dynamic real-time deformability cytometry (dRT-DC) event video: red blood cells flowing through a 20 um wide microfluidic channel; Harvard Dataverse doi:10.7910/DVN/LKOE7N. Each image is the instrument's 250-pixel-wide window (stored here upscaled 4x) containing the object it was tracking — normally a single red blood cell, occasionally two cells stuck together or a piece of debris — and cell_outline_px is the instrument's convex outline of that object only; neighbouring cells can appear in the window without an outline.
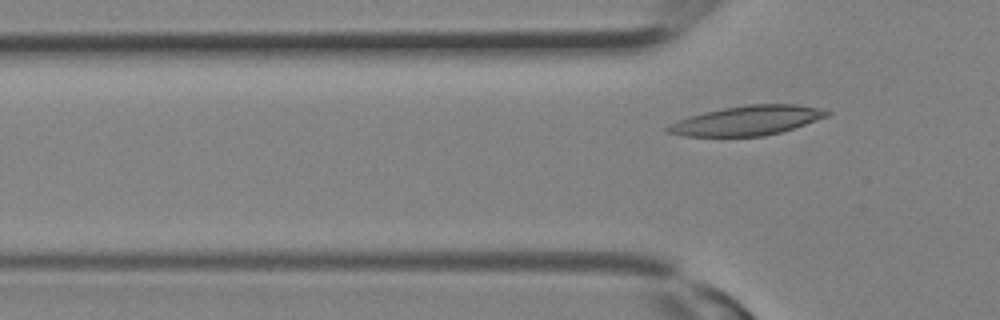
{"species": "Egyptian fruit bat (a non-hibernating species)", "species_latin": "Rousettus aegyptiacus", "temperature_condition": "room temperature", "stored_images_in_passage": 5, "camera_frame_rate_fps": 3000, "um_per_image_px": 0.085, "animal": {"sex": "female"}, "frame": {"image": 1, "passage_image": 5, "time_ms": 1.333, "image_size_px": [1000, 320], "cell_outline_px": [[832, 112], [828, 116], [780, 132], [764, 136], [684, 136], [668, 132], [664, 128], [668, 124], [704, 112], [724, 108], [748, 104], [796, 104], [820, 108]], "centroid_in_image_um": [63.51, 10.24], "position_along_channel_um": 62.3, "area_um2": 27.05}}